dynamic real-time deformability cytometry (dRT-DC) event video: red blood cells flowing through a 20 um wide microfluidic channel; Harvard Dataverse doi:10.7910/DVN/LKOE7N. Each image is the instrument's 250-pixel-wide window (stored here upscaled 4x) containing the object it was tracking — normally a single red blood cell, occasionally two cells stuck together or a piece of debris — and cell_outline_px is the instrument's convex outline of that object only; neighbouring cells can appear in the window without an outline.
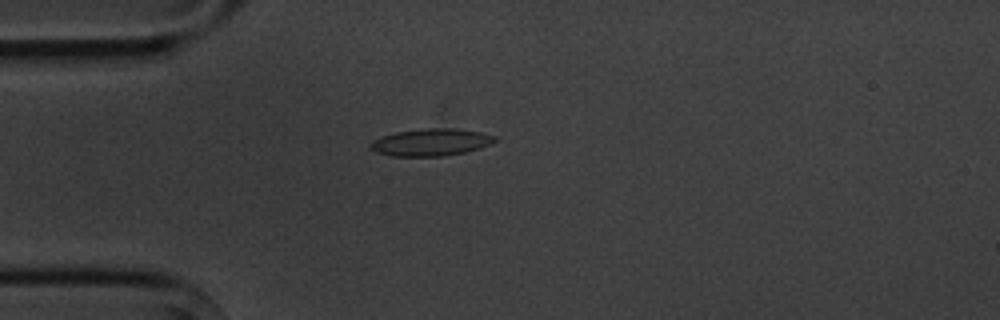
{"species": "common noctule bat (a hibernating species)", "species_latin": "Nyctalus noctula", "temperature_condition": "cold", "stored_images_in_passage": 5, "camera_frame_rate_fps": 3000, "um_per_image_px": 0.085, "animal": {"sex": "male", "body_mass_g": 20.1, "forearm_length_mm": 53.5}, "frame": {"image": 1, "passage_image": 4, "time_ms": 3.667, "image_size_px": [1000, 320], "cell_outline_px": [[496, 140], [480, 148], [464, 152], [444, 156], [392, 156], [376, 152], [368, 148], [368, 144], [372, 140], [396, 132], [424, 128], [456, 128], [480, 132], [496, 136]], "centroid_in_image_um": [36.59, 12.09], "position_along_channel_um": 48.4, "area_um2": 19.71}}